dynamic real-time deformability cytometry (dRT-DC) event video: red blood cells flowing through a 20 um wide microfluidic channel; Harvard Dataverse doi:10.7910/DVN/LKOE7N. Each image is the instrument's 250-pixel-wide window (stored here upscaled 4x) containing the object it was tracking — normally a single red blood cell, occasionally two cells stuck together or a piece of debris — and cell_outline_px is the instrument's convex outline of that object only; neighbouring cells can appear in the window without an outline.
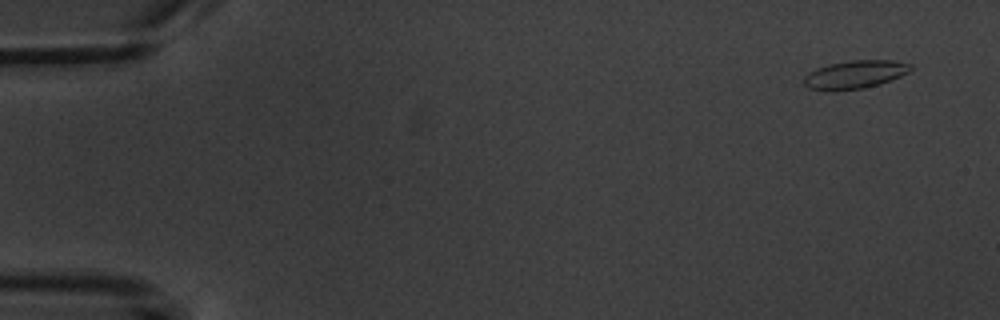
{"species": "common noctule bat (a hibernating species)", "species_latin": "Nyctalus noctula", "temperature_condition": "warm", "stored_images_in_passage": 4, "camera_frame_rate_fps": 3000, "um_per_image_px": 0.085, "animal": {"sex": "male", "body_mass_g": 20.1, "forearm_length_mm": 53.5}, "frame": {"image": 1, "passage_image": 1, "time_ms": 0.0, "image_size_px": [1000, 320], "cell_outline_px": [[912, 68], [908, 72], [900, 76], [880, 84], [864, 88], [836, 92], [828, 92], [808, 88], [804, 84], [804, 76], [808, 72], [816, 68], [828, 64], [852, 60], [892, 60], [912, 64]], "centroid_in_image_um": [72.62, 6.35], "position_along_channel_um": 12.4, "area_um2": 17.86}}
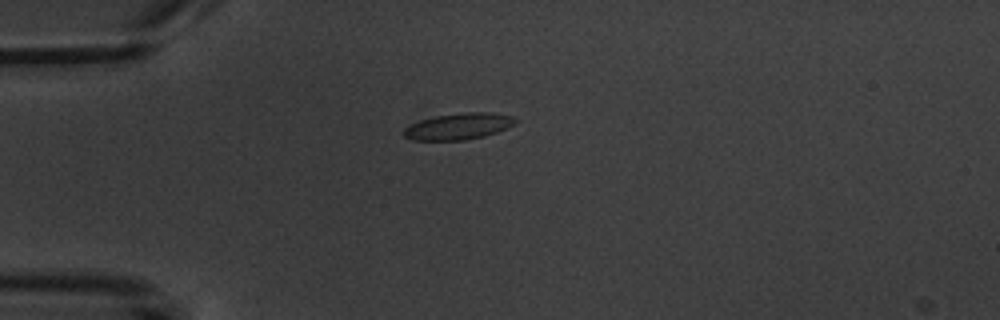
{"frame": {"image": 2, "passage_image": 4, "time_ms": 4.0, "image_size_px": [1000, 320], "cell_outline_px": [[516, 120], [512, 124], [496, 132], [484, 136], [464, 140], [412, 140], [404, 136], [400, 132], [404, 128], [420, 120], [436, 116], [464, 112], [492, 112], [512, 116]], "centroid_in_image_um": [38.91, 10.74], "position_along_channel_um": 46.1, "area_um2": 16.99}}